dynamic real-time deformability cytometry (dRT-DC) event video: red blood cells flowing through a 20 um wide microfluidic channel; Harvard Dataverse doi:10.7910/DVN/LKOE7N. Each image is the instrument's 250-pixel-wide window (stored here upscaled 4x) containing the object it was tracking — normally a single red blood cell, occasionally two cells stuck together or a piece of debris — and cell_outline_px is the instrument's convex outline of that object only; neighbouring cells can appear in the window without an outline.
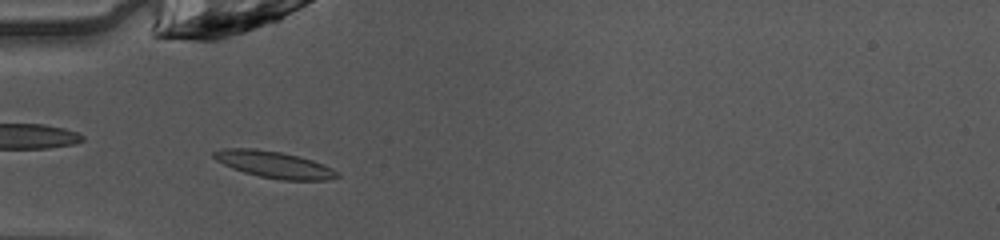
{"species": "common noctule bat (a hibernating species)", "species_latin": "Nyctalus noctula", "temperature_condition": "warm", "stored_images_in_passage": 35, "camera_frame_rate_fps": 3000, "um_per_image_px": 0.085, "animal": {"sex": "female", "body_mass_g": 10.0, "forearm_length_mm": 53.1}, "frame": {"image": 1, "passage_image": 2, "time_ms": 0.333, "image_size_px": [1000, 240], "cell_outline_px": [[340, 176], [328, 180], [280, 180], [260, 176], [244, 172], [232, 168], [216, 160], [212, 156], [212, 152], [224, 148], [256, 148], [280, 152], [312, 160], [324, 164], [340, 172]], "centroid_in_image_um": [23.32, 13.99], "position_along_channel_um": 61.7, "area_um2": 19.19}}
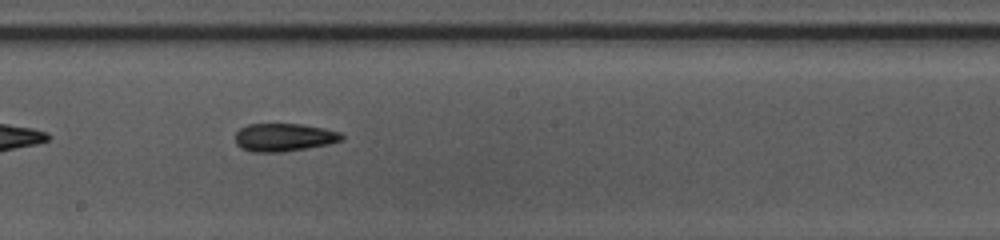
{"frame": {"image": 2, "passage_image": 14, "time_ms": 4.333, "image_size_px": [1000, 240], "cell_outline_px": [[344, 140], [328, 144], [280, 152], [252, 152], [240, 148], [236, 144], [236, 132], [240, 128], [248, 124], [300, 124], [324, 128], [340, 132], [344, 136]], "centroid_in_image_um": [24.13, 11.67], "position_along_channel_um": 224.1, "area_um2": 17.34}}
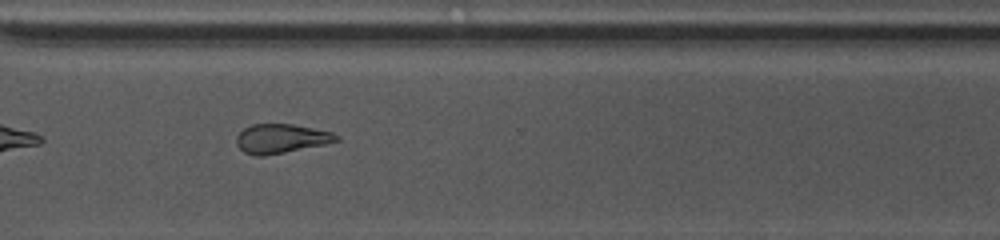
{"frame": {"image": 3, "passage_image": 23, "time_ms": 7.333, "image_size_px": [1000, 240], "cell_outline_px": [[340, 140], [324, 144], [264, 156], [256, 156], [244, 152], [236, 144], [236, 136], [244, 128], [252, 124], [292, 124], [332, 132], [340, 136]], "centroid_in_image_um": [23.88, 11.78], "position_along_channel_um": 346.7, "area_um2": 16.88}, "authors_computed_cell_mechanics": {"area_um2": 17.34, "velocity_mm_per_s": 4.1045, "shape_relaxation_time_tau1_ms": 11.3609, "shape_relaxation_time_tau2_ms": 4.6574, "deformation_change_tau1": 0.2481, "deformation_change_tau2": 0.1507}}